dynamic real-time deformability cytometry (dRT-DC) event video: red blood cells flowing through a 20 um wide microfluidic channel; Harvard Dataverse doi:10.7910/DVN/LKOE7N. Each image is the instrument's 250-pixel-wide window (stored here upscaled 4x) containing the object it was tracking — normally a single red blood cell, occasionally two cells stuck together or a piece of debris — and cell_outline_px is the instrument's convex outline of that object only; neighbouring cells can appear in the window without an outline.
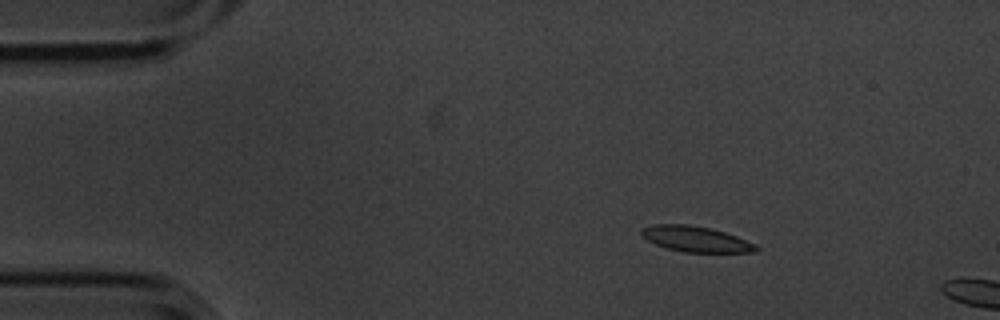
{"species": "common noctule bat (a hibernating species)", "species_latin": "Nyctalus noctula", "temperature_condition": "cold", "stored_images_in_passage": 2, "camera_frame_rate_fps": 3000, "um_per_image_px": 0.085, "animal": {"sex": "male", "body_mass_g": 20.1, "forearm_length_mm": 53.5}, "frame": {"image": 1, "passage_image": 1, "time_ms": 0.0, "image_size_px": [1000, 320], "cell_outline_px": [[760, 248], [756, 252], [684, 252], [668, 248], [656, 244], [640, 236], [640, 228], [652, 224], [688, 224], [708, 228], [724, 232], [736, 236], [756, 244]], "centroid_in_image_um": [59.11, 20.31], "position_along_channel_um": 25.9, "area_um2": 17.11}}